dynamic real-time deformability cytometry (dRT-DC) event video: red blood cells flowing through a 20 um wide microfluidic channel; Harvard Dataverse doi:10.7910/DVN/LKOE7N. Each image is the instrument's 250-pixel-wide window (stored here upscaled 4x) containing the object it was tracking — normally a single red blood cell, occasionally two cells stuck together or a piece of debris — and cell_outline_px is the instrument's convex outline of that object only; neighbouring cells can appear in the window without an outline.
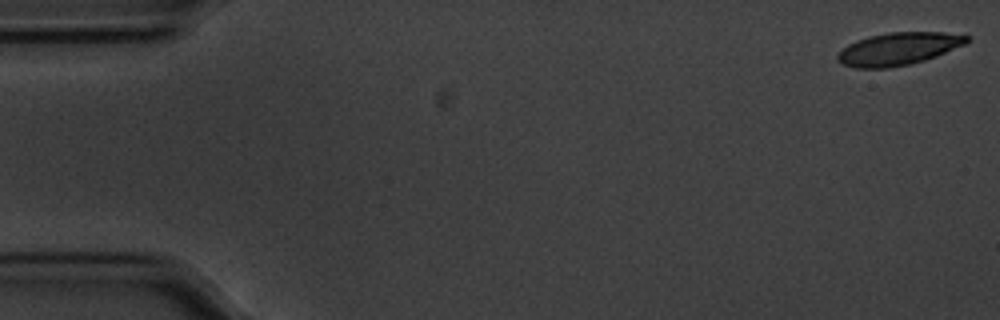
{"species": "common noctule bat (a hibernating species)", "species_latin": "Nyctalus noctula", "temperature_condition": "cold", "stored_images_in_passage": 16, "camera_frame_rate_fps": 3000, "um_per_image_px": 0.085, "animal": {"sex": "male", "body_mass_g": 20.1, "forearm_length_mm": 53.5}, "frame": {"image": 1, "passage_image": 1, "time_ms": 0.0, "image_size_px": [1000, 320], "cell_outline_px": [[972, 36], [964, 44], [936, 56], [924, 60], [908, 64], [888, 68], [856, 68], [844, 64], [836, 60], [836, 56], [848, 44], [856, 40], [868, 36], [888, 32], [944, 32]], "centroid_in_image_um": [76.35, 4.14], "position_along_channel_um": 8.7, "area_um2": 24.39}}
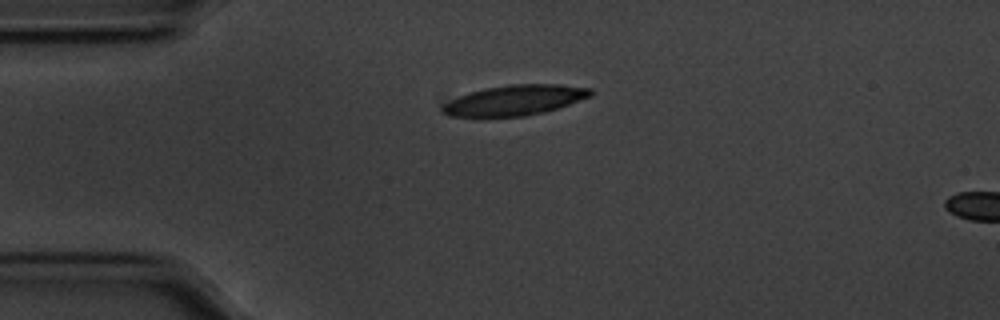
{"frame": {"image": 2, "passage_image": 13, "time_ms": 4.0, "image_size_px": [1000, 320], "cell_outline_px": [[592, 96], [544, 112], [524, 116], [448, 116], [440, 108], [444, 104], [468, 92], [508, 84], [560, 84], [592, 88]], "centroid_in_image_um": [43.79, 8.5], "position_along_channel_um": 41.2, "area_um2": 25.78}}